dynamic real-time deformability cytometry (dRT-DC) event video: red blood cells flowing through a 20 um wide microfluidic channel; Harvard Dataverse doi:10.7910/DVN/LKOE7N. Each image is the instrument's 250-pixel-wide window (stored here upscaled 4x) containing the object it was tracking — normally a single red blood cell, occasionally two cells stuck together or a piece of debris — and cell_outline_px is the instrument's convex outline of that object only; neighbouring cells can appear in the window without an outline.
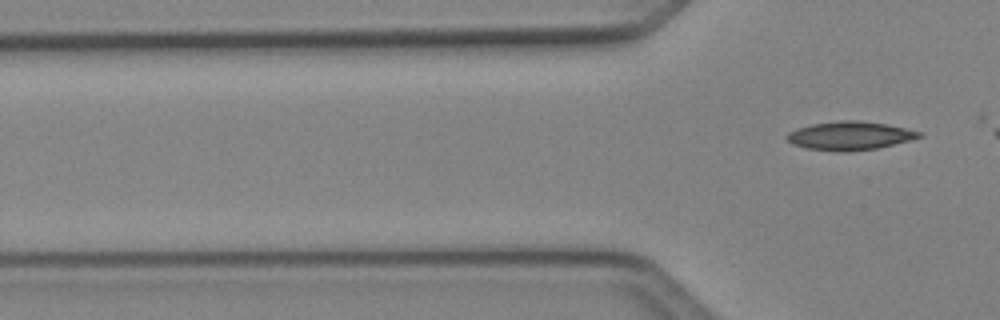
{"species": "Egyptian fruit bat (a non-hibernating species)", "species_latin": "Rousettus aegyptiacus", "temperature_condition": "cold", "stored_images_in_passage": 6, "camera_frame_rate_fps": 3000, "um_per_image_px": 0.085, "animal": {"sex": "female"}, "frame": {"image": 1, "passage_image": 6, "time_ms": 1.667, "image_size_px": [1000, 320], "cell_outline_px": [[924, 136], [876, 148], [848, 152], [836, 152], [808, 148], [792, 144], [784, 136], [788, 132], [796, 128], [812, 124], [840, 120], [860, 120], [884, 124], [904, 128], [920, 132]], "centroid_in_image_um": [72.17, 11.54], "position_along_channel_um": 53.6, "area_um2": 21.85}}